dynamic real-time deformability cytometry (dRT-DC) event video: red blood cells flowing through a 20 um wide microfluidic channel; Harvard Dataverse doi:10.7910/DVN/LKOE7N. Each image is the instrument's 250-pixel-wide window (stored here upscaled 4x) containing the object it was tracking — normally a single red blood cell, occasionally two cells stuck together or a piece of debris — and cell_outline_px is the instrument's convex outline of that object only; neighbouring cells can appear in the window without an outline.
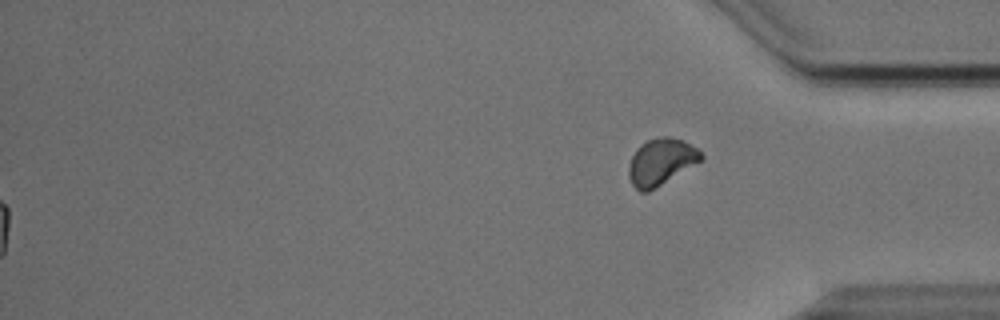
{"species": "Egyptian fruit bat (a non-hibernating species)", "species_latin": "Rousettus aegyptiacus", "temperature_condition": "cold", "stored_images_in_passage": 55, "segment_of_instrument_passage": [2, 2], "camera_frame_rate_fps": 3000, "um_per_image_px": 0.085, "animal": {"sex": "male"}, "frame": {"image": 1, "passage_image": 55, "time_ms": 18.0, "image_size_px": [1000, 320], "cell_outline_px": [[704, 160], [648, 192], [640, 192], [632, 184], [628, 176], [628, 164], [636, 148], [640, 144], [656, 136], [668, 136], [684, 140], [696, 148], [704, 156]], "centroid_in_image_um": [56.18, 13.74], "position_along_channel_um": 379.0, "area_um2": 19.94}}